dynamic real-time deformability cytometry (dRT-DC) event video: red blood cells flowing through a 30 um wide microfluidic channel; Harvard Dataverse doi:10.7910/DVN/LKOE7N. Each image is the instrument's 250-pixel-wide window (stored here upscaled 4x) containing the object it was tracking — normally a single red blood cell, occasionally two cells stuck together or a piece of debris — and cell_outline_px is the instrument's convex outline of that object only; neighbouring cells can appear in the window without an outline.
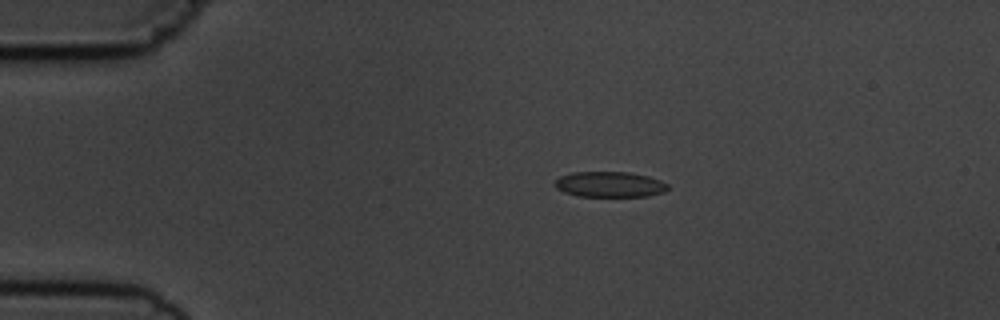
{"species": "common noctule bat (a hibernating species)", "species_latin": "Nyctalus noctula", "temperature_condition": "cold", "stored_images_in_passage": 7, "camera_frame_rate_fps": 3000, "um_per_image_px": 0.085, "animal": {"sex": "male", "body_mass_g": 19.5, "forearm_length_mm": 54.6}, "frame": {"image": 1, "passage_image": 3, "time_ms": 2.333, "image_size_px": [1000, 320], "cell_outline_px": [[668, 188], [664, 192], [648, 196], [576, 196], [564, 192], [556, 188], [552, 184], [560, 176], [572, 172], [628, 172], [648, 176], [660, 180], [668, 184]], "centroid_in_image_um": [51.8, 15.67], "position_along_channel_um": 33.2, "area_um2": 16.88}}
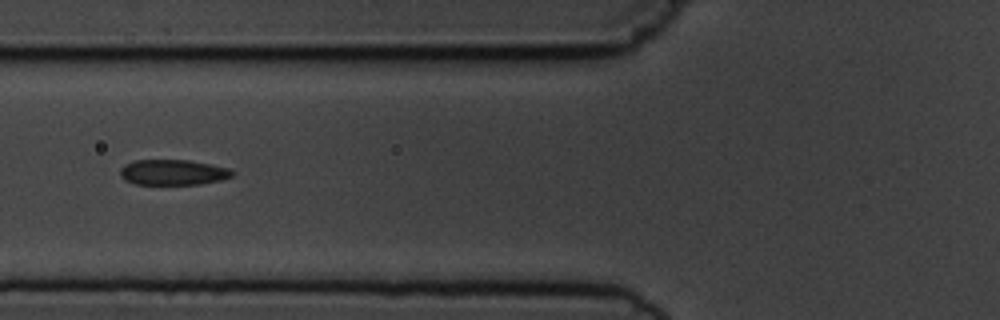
{"frame": {"image": 2, "passage_image": 6, "time_ms": 5.667, "image_size_px": [1000, 320], "cell_outline_px": [[236, 172], [232, 176], [220, 180], [200, 184], [136, 184], [124, 180], [120, 176], [120, 168], [124, 164], [136, 160], [188, 160], [228, 168]], "centroid_in_image_um": [14.68, 14.65], "position_along_channel_um": 111.1, "area_um2": 16.59}}
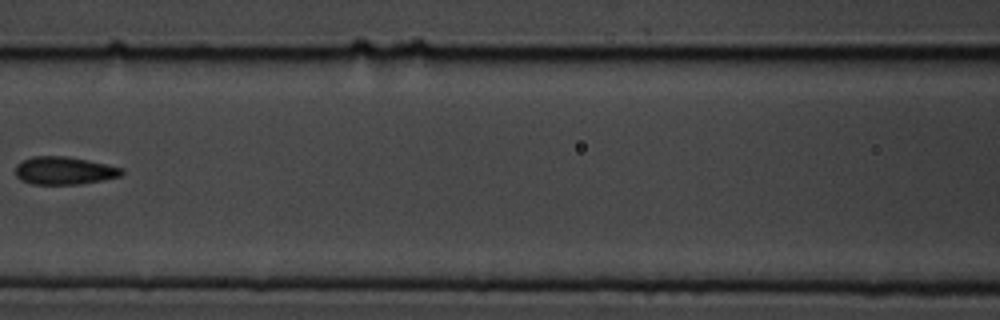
{"frame": {"image": 3, "passage_image": 7, "time_ms": 7.0, "image_size_px": [1000, 320], "cell_outline_px": [[124, 172], [120, 176], [104, 180], [80, 184], [32, 184], [20, 180], [16, 176], [16, 164], [32, 156], [68, 156], [88, 160], [124, 168]], "centroid_in_image_um": [5.47, 14.5], "position_along_channel_um": 161.1, "area_um2": 17.34}}